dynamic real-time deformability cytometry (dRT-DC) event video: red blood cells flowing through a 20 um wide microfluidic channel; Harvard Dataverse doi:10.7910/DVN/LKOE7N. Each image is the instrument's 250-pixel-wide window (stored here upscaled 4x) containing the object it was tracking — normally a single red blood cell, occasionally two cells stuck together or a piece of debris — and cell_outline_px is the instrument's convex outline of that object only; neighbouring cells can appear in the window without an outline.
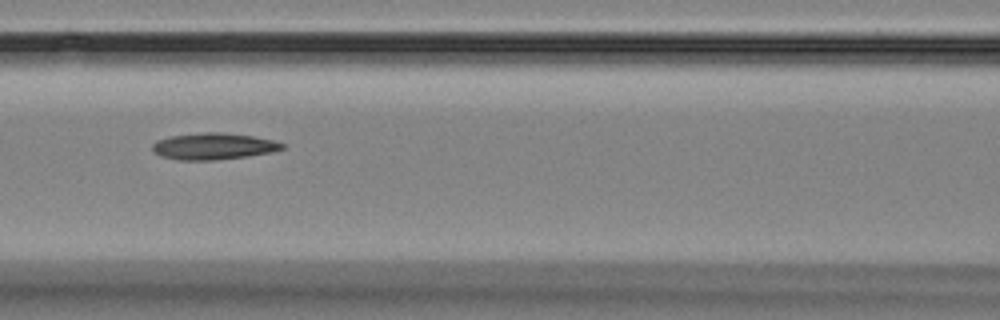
{"species": "Egyptian fruit bat (a non-hibernating species)", "species_latin": "Rousettus aegyptiacus", "temperature_condition": "room temperature", "stored_images_in_passage": 6, "camera_frame_rate_fps": 3000, "um_per_image_px": 0.085, "animal": {"sex": "female"}, "frame": {"image": 1, "passage_image": 6, "time_ms": 7.333, "image_size_px": [1000, 320], "cell_outline_px": [[284, 148], [272, 152], [248, 156], [212, 160], [180, 160], [160, 156], [152, 152], [152, 144], [156, 140], [172, 136], [204, 132], [224, 132], [252, 136], [272, 140], [284, 144]], "centroid_in_image_um": [18.11, 12.43], "position_along_channel_um": 148.5, "area_um2": 20.06}}